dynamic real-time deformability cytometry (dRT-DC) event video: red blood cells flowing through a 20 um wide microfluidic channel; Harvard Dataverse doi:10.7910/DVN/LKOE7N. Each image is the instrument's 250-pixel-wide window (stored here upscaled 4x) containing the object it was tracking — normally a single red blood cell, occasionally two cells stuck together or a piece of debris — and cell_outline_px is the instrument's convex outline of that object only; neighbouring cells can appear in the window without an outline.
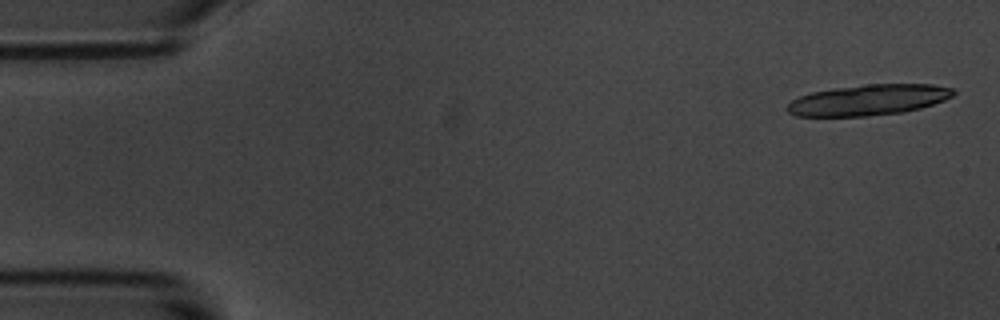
{"species": "common noctule bat (a hibernating species)", "species_latin": "Nyctalus noctula", "temperature_condition": "room temperature", "stored_images_in_passage": 19, "camera_frame_rate_fps": 3000, "um_per_image_px": 0.085, "animal": {"sex": "male", "body_mass_g": 20.1, "forearm_length_mm": 53.5}, "frame": {"image": 1, "passage_image": 2, "time_ms": 0.333, "image_size_px": [1000, 320], "cell_outline_px": [[956, 92], [952, 96], [944, 100], [920, 108], [904, 112], [864, 116], [796, 116], [788, 112], [784, 108], [792, 100], [800, 96], [812, 92], [832, 88], [868, 84], [932, 84], [952, 88]], "centroid_in_image_um": [73.8, 8.49], "position_along_channel_um": 11.2, "area_um2": 29.77}}